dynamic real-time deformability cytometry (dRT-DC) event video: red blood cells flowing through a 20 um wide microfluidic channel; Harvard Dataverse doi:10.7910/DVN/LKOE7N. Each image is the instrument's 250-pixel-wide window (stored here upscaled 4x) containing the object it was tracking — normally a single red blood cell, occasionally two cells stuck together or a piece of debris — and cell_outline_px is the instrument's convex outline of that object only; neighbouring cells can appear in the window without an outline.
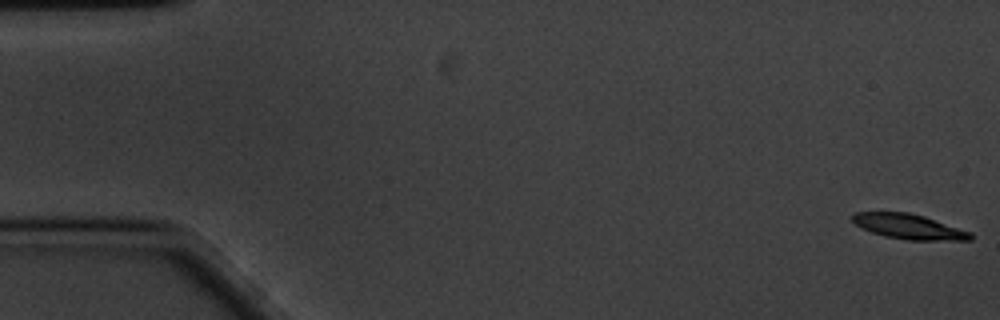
{"species": "common noctule bat (a hibernating species)", "species_latin": "Nyctalus noctula", "temperature_condition": "cold", "stored_images_in_passage": 59, "camera_frame_rate_fps": 3000, "um_per_image_px": 0.085, "animal": {"sex": "male", "body_mass_g": 20.1, "forearm_length_mm": 53.5}, "frame": {"image": 1, "passage_image": 1, "time_ms": 0.0, "image_size_px": [1000, 320], "cell_outline_px": [[972, 240], [908, 240], [884, 236], [860, 228], [852, 220], [852, 216], [856, 212], [908, 212], [924, 216], [972, 232]], "centroid_in_image_um": [77.26, 19.26], "position_along_channel_um": 7.7, "area_um2": 17.17}}
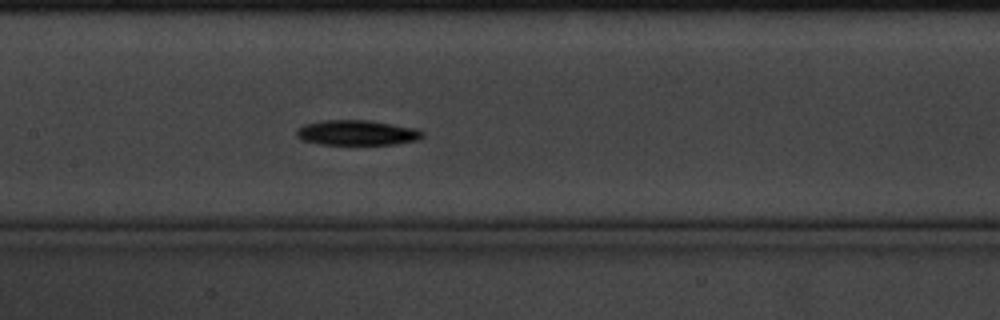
{"frame": {"image": 2, "passage_image": 28, "time_ms": 9.0, "image_size_px": [1000, 320], "cell_outline_px": [[424, 136], [416, 140], [396, 144], [320, 144], [300, 140], [296, 136], [296, 132], [304, 124], [324, 120], [368, 120], [416, 128], [424, 132]], "centroid_in_image_um": [30.34, 11.28], "position_along_channel_um": 177.1, "area_um2": 18.38}}
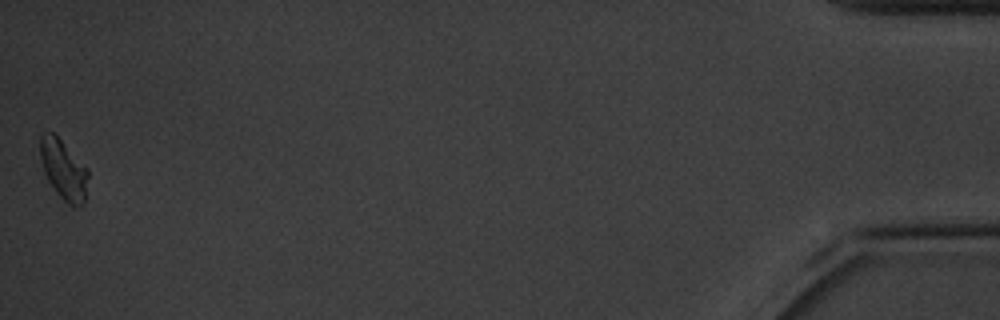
{"frame": {"image": 3, "passage_image": 59, "time_ms": 19.333, "image_size_px": [1000, 320], "cell_outline_px": [[88, 176], [84, 204], [80, 208], [72, 208], [56, 192], [48, 180], [44, 172], [40, 156], [40, 136], [44, 132], [52, 132], [88, 168]], "centroid_in_image_um": [5.42, 14.47], "position_along_channel_um": 429.8, "area_um2": 16.65}, "authors_computed_cell_mechanics": {"area_um2": 17.7446, "velocity_mm_per_s": 3.3653, "shape_relaxation_time_tau1_ms": 2.9958, "shape_relaxation_time_tau2_ms": null, "deformation_change_tau1": 0.0916, "deformation_change_tau2": null}}